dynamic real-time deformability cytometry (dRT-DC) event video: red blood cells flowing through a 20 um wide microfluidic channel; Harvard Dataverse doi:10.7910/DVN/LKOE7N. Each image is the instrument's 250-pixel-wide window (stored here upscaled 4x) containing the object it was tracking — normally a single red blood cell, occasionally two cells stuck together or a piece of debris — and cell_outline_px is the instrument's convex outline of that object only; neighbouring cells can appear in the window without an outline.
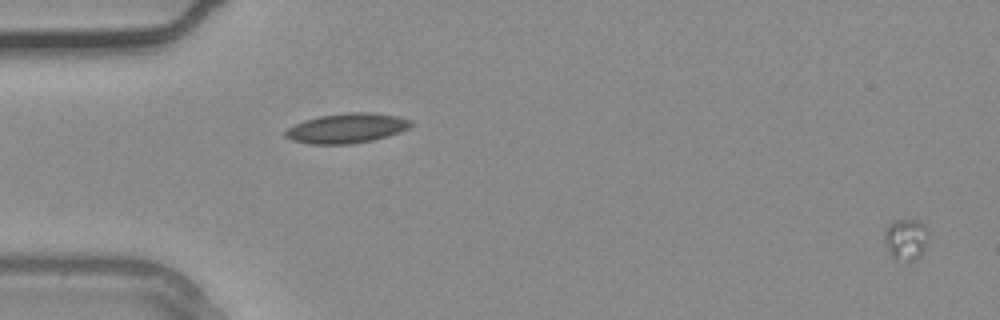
{"species": "common noctule bat (a hibernating species)", "species_latin": "Nyctalus noctula", "temperature_condition": "warm", "stored_images_in_passage": 2, "camera_frame_rate_fps": 3000, "um_per_image_px": 0.085, "animal": {"sex": "male", "body_mass_g": 20.4}, "frame": {"image": 1, "passage_image": 2, "time_ms": 0.333, "image_size_px": [1000, 320], "cell_outline_px": [[928, 240], [924, 252], [916, 260], [892, 260], [888, 252], [884, 240], [884, 232], [888, 224], [896, 220], [916, 220], [924, 224], [928, 236]], "centroid_in_image_um": [76.99, 20.37], "position_along_channel_um": 8.0, "area_um2": 10.81}}